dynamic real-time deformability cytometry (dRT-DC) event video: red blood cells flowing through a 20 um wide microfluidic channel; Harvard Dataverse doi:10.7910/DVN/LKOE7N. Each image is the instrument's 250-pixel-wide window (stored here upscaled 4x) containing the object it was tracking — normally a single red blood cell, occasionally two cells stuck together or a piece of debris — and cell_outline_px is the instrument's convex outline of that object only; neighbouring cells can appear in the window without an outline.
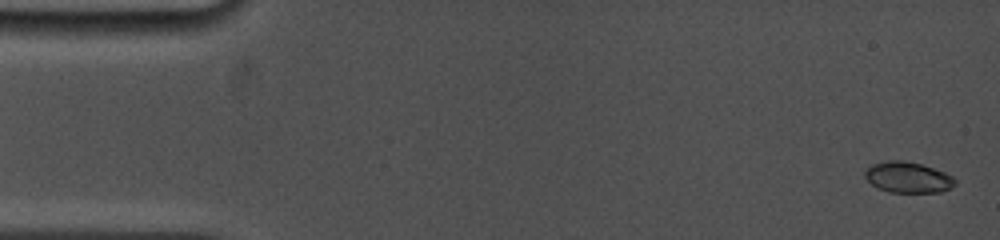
{"species": "common noctule bat (a hibernating species)", "species_latin": "Nyctalus noctula", "temperature_condition": "cold", "stored_images_in_passage": 17, "camera_frame_rate_fps": 5000, "um_per_image_px": 0.085, "animal": {"sex": "female", "body_mass_g": 19.0, "forearm_length_mm": 53.3}, "frame": {"image": 1, "passage_image": 1, "time_ms": 0.0, "image_size_px": [1000, 240], "cell_outline_px": [[956, 184], [940, 192], [888, 192], [876, 188], [864, 176], [864, 172], [872, 164], [888, 160], [904, 160], [920, 164], [944, 172], [952, 176], [956, 180]], "centroid_in_image_um": [77.15, 15.07], "position_along_channel_um": 7.9, "area_um2": 16.13}}
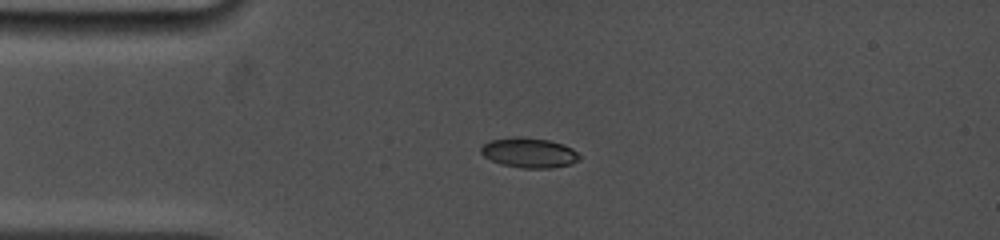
{"frame": {"image": 2, "passage_image": 15, "time_ms": 3.6, "image_size_px": [1000, 240], "cell_outline_px": [[580, 160], [572, 164], [552, 168], [520, 168], [500, 164], [484, 156], [480, 152], [480, 148], [488, 140], [512, 136], [520, 136], [548, 140], [564, 144], [572, 148], [580, 156]], "centroid_in_image_um": [44.96, 12.98], "position_along_channel_um": 40.0, "area_um2": 17.46}}